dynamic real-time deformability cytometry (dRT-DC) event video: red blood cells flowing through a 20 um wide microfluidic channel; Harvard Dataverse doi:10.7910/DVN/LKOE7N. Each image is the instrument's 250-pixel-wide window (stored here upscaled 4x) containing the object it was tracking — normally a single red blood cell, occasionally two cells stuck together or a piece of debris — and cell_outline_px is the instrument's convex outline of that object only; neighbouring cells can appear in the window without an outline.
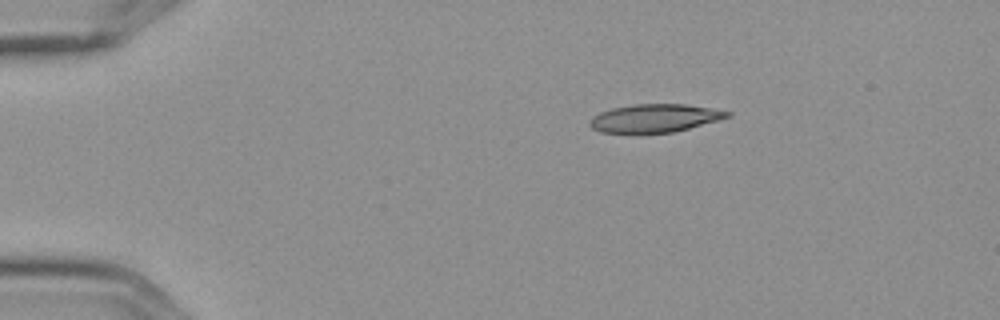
{"species": "Egyptian fruit bat (a non-hibernating species)", "species_latin": "Rousettus aegyptiacus", "temperature_condition": "cold", "stored_images_in_passage": 6, "camera_frame_rate_fps": 3000, "um_per_image_px": 0.085, "frame": {"image": 1, "passage_image": 6, "time_ms": 1.667, "image_size_px": [1000, 320], "cell_outline_px": [[732, 116], [688, 128], [672, 132], [600, 132], [592, 128], [588, 124], [592, 116], [600, 112], [612, 108], [632, 104], [684, 104], [732, 112]], "centroid_in_image_um": [55.62, 10.03], "position_along_channel_um": 29.4, "area_um2": 22.2}}